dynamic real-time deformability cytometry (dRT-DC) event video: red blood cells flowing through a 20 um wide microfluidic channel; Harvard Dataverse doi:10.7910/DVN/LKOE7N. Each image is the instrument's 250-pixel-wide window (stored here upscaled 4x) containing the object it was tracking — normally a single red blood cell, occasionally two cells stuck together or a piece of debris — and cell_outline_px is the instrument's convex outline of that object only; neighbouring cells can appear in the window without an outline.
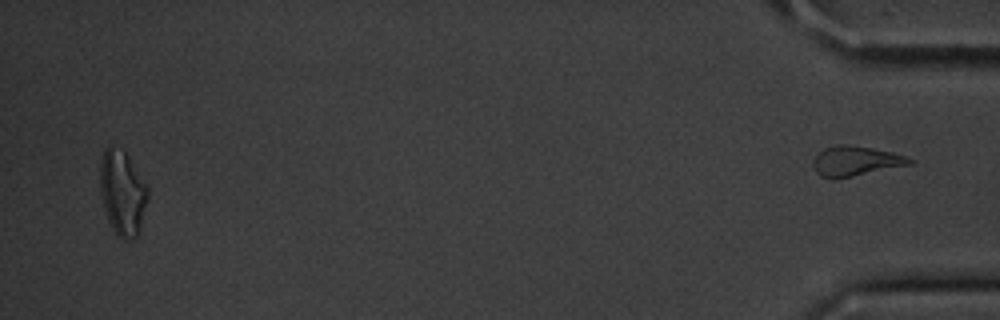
{"species": "common noctule bat (a hibernating species)", "species_latin": "Nyctalus noctula", "temperature_condition": "cold", "stored_images_in_passage": 54, "segment_of_instrument_passage": [2, 2], "camera_frame_rate_fps": 3000, "um_per_image_px": 0.085, "animal": {"sex": "male", "body_mass_g": 20.1, "forearm_length_mm": 53.5}, "frame": {"image": 1, "passage_image": 54, "time_ms": 17.667, "image_size_px": [1000, 320], "cell_outline_px": [[916, 160], [912, 164], [832, 180], [820, 176], [816, 172], [812, 164], [812, 160], [824, 148], [836, 144], [848, 144], [872, 148], [892, 152]], "centroid_in_image_um": [72.7, 13.69], "position_along_channel_um": 362.5, "area_um2": 16.88}}